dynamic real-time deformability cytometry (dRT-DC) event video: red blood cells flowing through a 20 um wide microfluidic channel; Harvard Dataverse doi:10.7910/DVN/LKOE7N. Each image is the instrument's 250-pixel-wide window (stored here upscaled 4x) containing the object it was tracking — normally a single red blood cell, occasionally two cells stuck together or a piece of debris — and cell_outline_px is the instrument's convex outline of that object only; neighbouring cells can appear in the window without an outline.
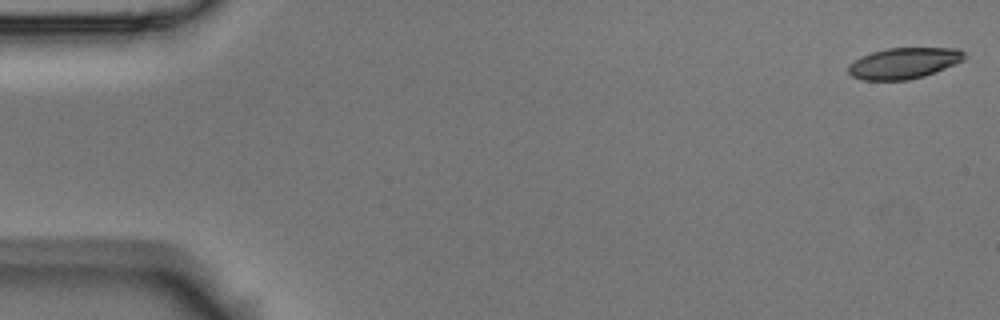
{"species": "Egyptian fruit bat (a non-hibernating species)", "species_latin": "Rousettus aegyptiacus", "temperature_condition": "room temperature", "stored_images_in_passage": 7, "camera_frame_rate_fps": 3000, "um_per_image_px": 0.085, "animal": {"sex": "male"}, "frame": {"image": 1, "passage_image": 1, "time_ms": 0.0, "image_size_px": [1000, 320], "cell_outline_px": [[964, 60], [956, 64], [924, 76], [908, 80], [864, 80], [852, 76], [848, 72], [848, 64], [860, 56], [872, 52], [888, 48], [960, 48], [964, 52]], "centroid_in_image_um": [76.82, 5.37], "position_along_channel_um": 8.2, "area_um2": 21.04}}
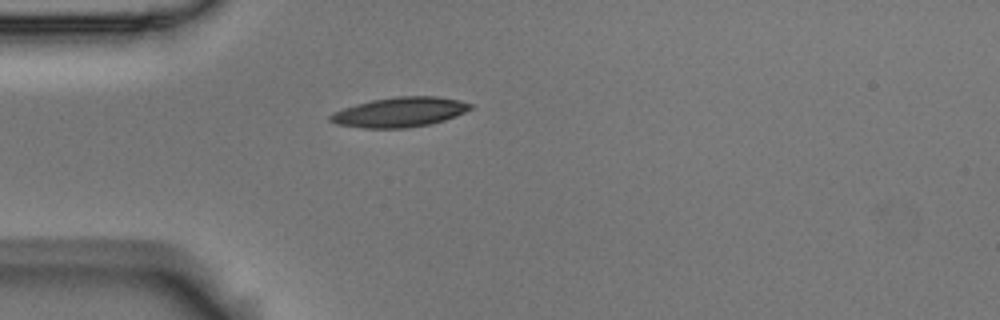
{"frame": {"image": 2, "passage_image": 5, "time_ms": 1.333, "image_size_px": [1000, 320], "cell_outline_px": [[472, 108], [456, 116], [444, 120], [428, 124], [404, 128], [364, 128], [336, 124], [328, 120], [328, 116], [332, 112], [356, 104], [372, 100], [396, 96], [436, 96], [460, 100], [472, 104]], "centroid_in_image_um": [33.95, 9.52], "position_along_channel_um": 51.1, "area_um2": 24.28}}
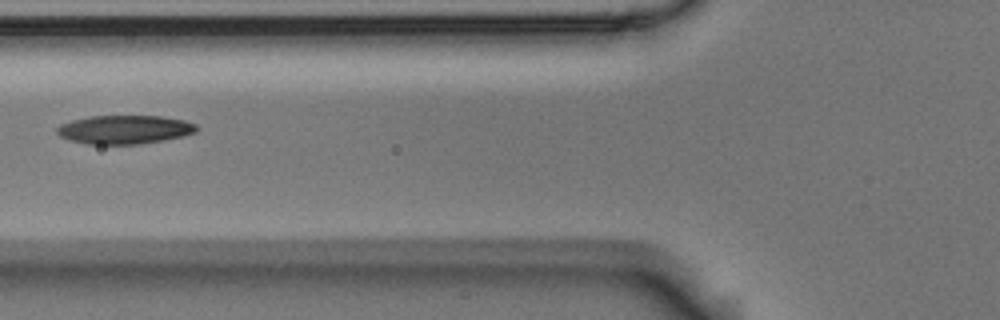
{"frame": {"image": 3, "passage_image": 7, "time_ms": 2.0, "image_size_px": [1000, 320], "cell_outline_px": [[200, 128], [196, 132], [184, 136], [164, 140], [140, 144], [88, 144], [72, 140], [60, 136], [56, 132], [56, 128], [60, 124], [72, 120], [88, 116], [164, 116], [184, 120], [196, 124]], "centroid_in_image_um": [10.62, 11.0], "position_along_channel_um": 115.2, "area_um2": 23.47}}